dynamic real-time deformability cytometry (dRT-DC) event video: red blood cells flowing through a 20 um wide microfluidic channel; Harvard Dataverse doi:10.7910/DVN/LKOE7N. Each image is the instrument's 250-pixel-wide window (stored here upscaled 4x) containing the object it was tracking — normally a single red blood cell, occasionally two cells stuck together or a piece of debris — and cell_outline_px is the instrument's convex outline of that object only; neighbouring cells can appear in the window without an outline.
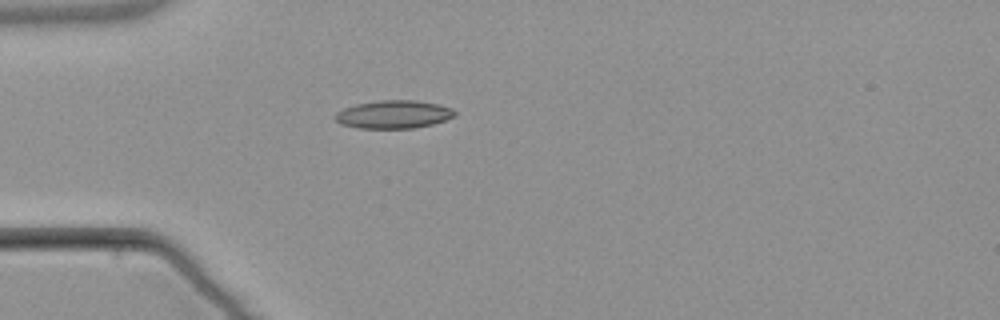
{"species": "common noctule bat (a hibernating species)", "species_latin": "Nyctalus noctula", "temperature_condition": "warm", "stored_images_in_passage": 5, "camera_frame_rate_fps": 3000, "um_per_image_px": 0.085, "animal": {"sex": "male", "body_mass_g": 21.5, "forearm_length_mm": 52.0}, "frame": {"image": 1, "passage_image": 5, "time_ms": 5.0, "image_size_px": [1000, 320], "cell_outline_px": [[456, 116], [432, 124], [416, 128], [356, 128], [340, 124], [332, 116], [336, 112], [344, 108], [356, 104], [380, 100], [416, 100], [436, 104], [452, 108], [456, 112]], "centroid_in_image_um": [33.43, 9.73], "position_along_channel_um": 51.6, "area_um2": 19.65}}